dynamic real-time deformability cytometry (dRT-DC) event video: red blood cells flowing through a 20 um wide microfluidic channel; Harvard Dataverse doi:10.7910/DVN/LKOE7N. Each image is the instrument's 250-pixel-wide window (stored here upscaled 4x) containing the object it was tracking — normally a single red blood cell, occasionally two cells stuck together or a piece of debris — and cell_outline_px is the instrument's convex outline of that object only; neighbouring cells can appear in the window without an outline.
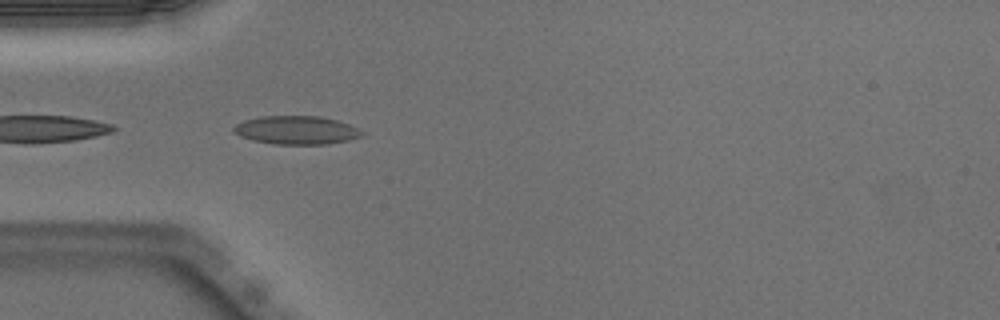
{"species": "Egyptian fruit bat (a non-hibernating species)", "species_latin": "Rousettus aegyptiacus", "temperature_condition": "warm", "stored_images_in_passage": 7, "camera_frame_rate_fps": 3000, "um_per_image_px": 0.085, "animal": {"sex": "male"}, "frame": {"image": 1, "passage_image": 1, "time_ms": 0.0, "image_size_px": [1000, 320], "cell_outline_px": [[364, 136], [348, 140], [328, 144], [276, 144], [252, 140], [240, 136], [232, 128], [236, 124], [244, 120], [260, 116], [320, 116], [336, 120], [348, 124], [364, 132]], "centroid_in_image_um": [25.2, 11.06], "position_along_channel_um": 59.8, "area_um2": 21.15}}